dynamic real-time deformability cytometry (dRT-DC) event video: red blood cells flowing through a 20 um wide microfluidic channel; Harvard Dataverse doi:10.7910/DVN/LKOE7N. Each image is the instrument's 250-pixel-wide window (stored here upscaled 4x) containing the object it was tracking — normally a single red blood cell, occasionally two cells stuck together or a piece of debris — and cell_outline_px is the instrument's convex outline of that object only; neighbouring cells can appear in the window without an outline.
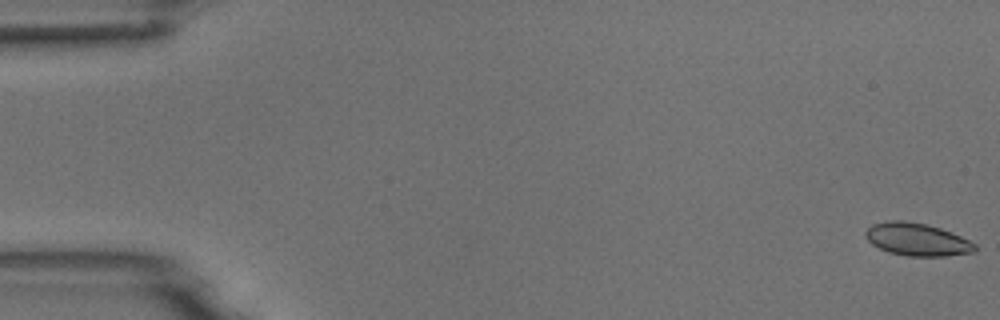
{"species": "common noctule bat (a hibernating species)", "species_latin": "Nyctalus noctula", "temperature_condition": "room temperature", "stored_images_in_passage": 55, "camera_frame_rate_fps": 3000, "um_per_image_px": 0.085, "animal": {"sex": "male", "body_mass_g": 18.8}, "frame": {"image": 1, "passage_image": 1, "time_ms": 0.0, "image_size_px": [1000, 320], "cell_outline_px": [[976, 252], [948, 256], [908, 256], [888, 252], [872, 244], [864, 236], [864, 232], [872, 224], [888, 220], [904, 220], [928, 224], [940, 228], [960, 236], [976, 244]], "centroid_in_image_um": [77.94, 20.35], "position_along_channel_um": 7.1, "area_um2": 20.98}}
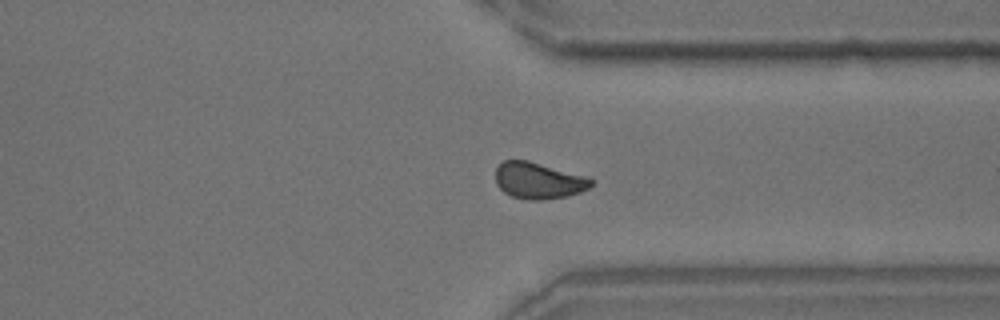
{"frame": {"image": 2, "passage_image": 42, "time_ms": 13.667, "image_size_px": [1000, 320], "cell_outline_px": [[592, 184], [588, 188], [580, 192], [568, 196], [540, 200], [528, 200], [512, 196], [504, 192], [496, 184], [496, 168], [504, 160], [528, 160], [588, 176], [592, 180]], "centroid_in_image_um": [45.78, 15.34], "position_along_channel_um": 365.6, "area_um2": 20.35}}
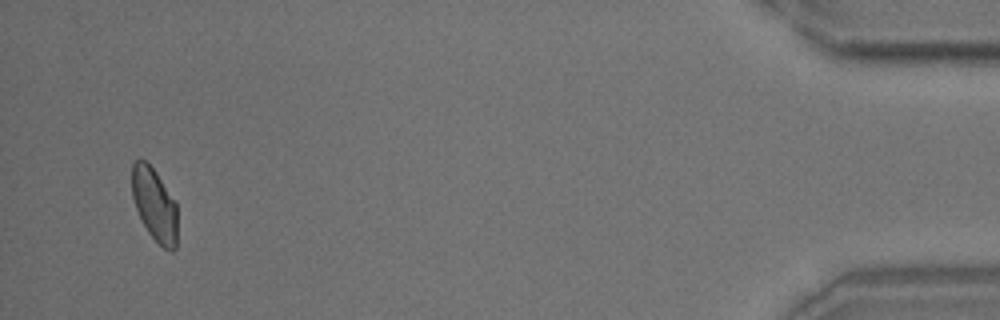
{"frame": {"image": 3, "passage_image": 53, "time_ms": 17.333, "image_size_px": [1000, 320], "cell_outline_px": [[176, 248], [172, 252], [164, 248], [148, 232], [136, 208], [132, 196], [132, 164], [140, 156], [152, 168], [176, 204]], "centroid_in_image_um": [13.11, 17.39], "position_along_channel_um": 422.1, "area_um2": 18.79}, "authors_computed_cell_mechanics": {"area_um2": 20.519, "velocity_mm_per_s": 3.694, "shape_relaxation_time_tau1_ms": 4.2819, "shape_relaxation_time_tau2_ms": 1.2431, "deformation_change_tau1": 0.0855, "deformation_change_tau2": 0.0457}}